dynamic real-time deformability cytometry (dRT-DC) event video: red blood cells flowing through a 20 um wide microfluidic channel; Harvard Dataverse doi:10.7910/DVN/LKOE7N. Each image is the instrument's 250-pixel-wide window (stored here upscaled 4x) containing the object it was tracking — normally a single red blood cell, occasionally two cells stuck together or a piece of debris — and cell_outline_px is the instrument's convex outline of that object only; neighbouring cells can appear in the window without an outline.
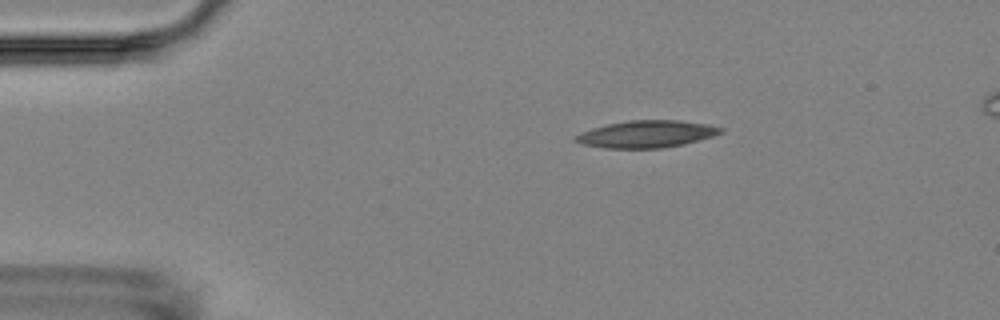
{"species": "Egyptian fruit bat (a non-hibernating species)", "species_latin": "Rousettus aegyptiacus", "temperature_condition": "room temperature", "stored_images_in_passage": 5, "camera_frame_rate_fps": 3000, "um_per_image_px": 0.085, "animal": {"sex": "female"}, "frame": {"image": 1, "passage_image": 2, "time_ms": 1.667, "image_size_px": [1000, 320], "cell_outline_px": [[724, 132], [700, 140], [684, 144], [660, 148], [604, 148], [584, 144], [572, 140], [572, 136], [580, 132], [592, 128], [608, 124], [628, 120], [680, 120], [708, 124], [724, 128]], "centroid_in_image_um": [54.95, 11.39], "position_along_channel_um": 30.1, "area_um2": 23.06}}